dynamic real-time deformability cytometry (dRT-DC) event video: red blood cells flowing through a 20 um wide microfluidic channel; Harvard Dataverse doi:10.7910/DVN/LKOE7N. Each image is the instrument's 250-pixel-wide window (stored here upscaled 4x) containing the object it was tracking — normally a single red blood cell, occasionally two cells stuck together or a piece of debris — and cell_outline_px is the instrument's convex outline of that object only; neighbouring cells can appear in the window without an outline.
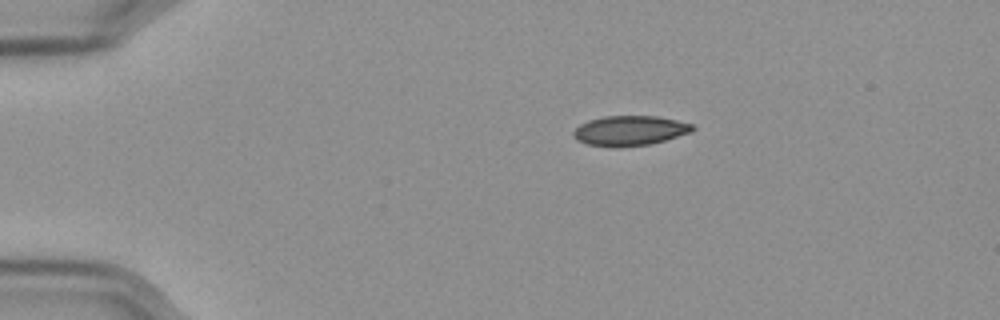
{"species": "Egyptian fruit bat (a non-hibernating species)", "species_latin": "Rousettus aegyptiacus", "temperature_condition": "cold", "stored_images_in_passage": 47, "camera_frame_rate_fps": 3000, "um_per_image_px": 0.085, "frame": {"image": 1, "passage_image": 1, "time_ms": 0.0, "image_size_px": [1000, 320], "cell_outline_px": [[696, 128], [692, 132], [664, 140], [648, 144], [620, 148], [612, 148], [588, 144], [576, 140], [572, 136], [572, 132], [580, 124], [588, 120], [604, 116], [656, 116], [676, 120], [692, 124]], "centroid_in_image_um": [53.5, 11.11], "position_along_channel_um": 31.5, "area_um2": 20.92}}
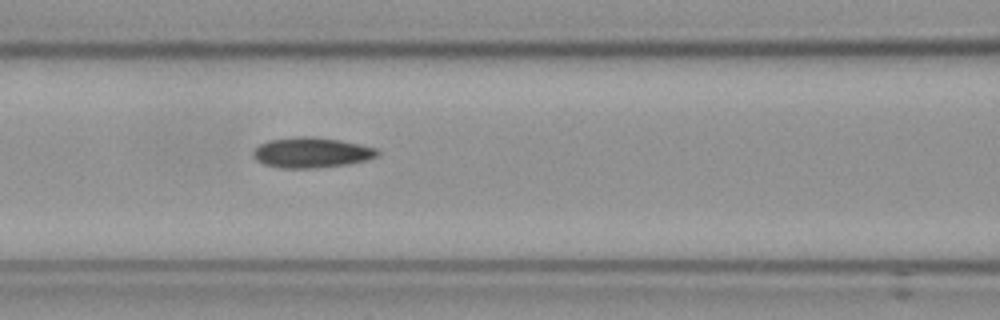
{"frame": {"image": 2, "passage_image": 15, "time_ms": 4.667, "image_size_px": [1000, 320], "cell_outline_px": [[380, 152], [376, 156], [364, 160], [348, 164], [316, 168], [280, 168], [264, 164], [256, 160], [252, 156], [252, 152], [260, 144], [268, 140], [296, 136], [308, 136], [340, 140], [360, 144], [376, 148]], "centroid_in_image_um": [26.44, 12.96], "position_along_channel_um": 140.2, "area_um2": 21.96}}
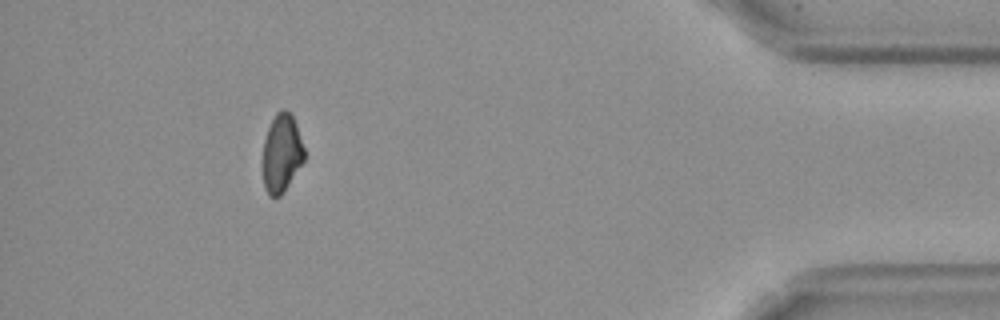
{"frame": {"image": 3, "passage_image": 42, "time_ms": 13.667, "image_size_px": [1000, 320], "cell_outline_px": [[304, 160], [280, 196], [272, 196], [268, 192], [264, 184], [264, 140], [268, 128], [276, 112], [280, 108], [284, 108], [292, 116], [296, 124], [304, 148]], "centroid_in_image_um": [23.95, 12.96], "position_along_channel_um": 411.3, "area_um2": 18.32}, "authors_computed_cell_mechanics": {"area_um2": 21.0392, "velocity_mm_per_s": 3.5861, "shape_relaxation_time_tau1_ms": null, "shape_relaxation_time_tau2_ms": 10.0011, "deformation_change_tau1": null, "deformation_change_tau2": 0.1399}}